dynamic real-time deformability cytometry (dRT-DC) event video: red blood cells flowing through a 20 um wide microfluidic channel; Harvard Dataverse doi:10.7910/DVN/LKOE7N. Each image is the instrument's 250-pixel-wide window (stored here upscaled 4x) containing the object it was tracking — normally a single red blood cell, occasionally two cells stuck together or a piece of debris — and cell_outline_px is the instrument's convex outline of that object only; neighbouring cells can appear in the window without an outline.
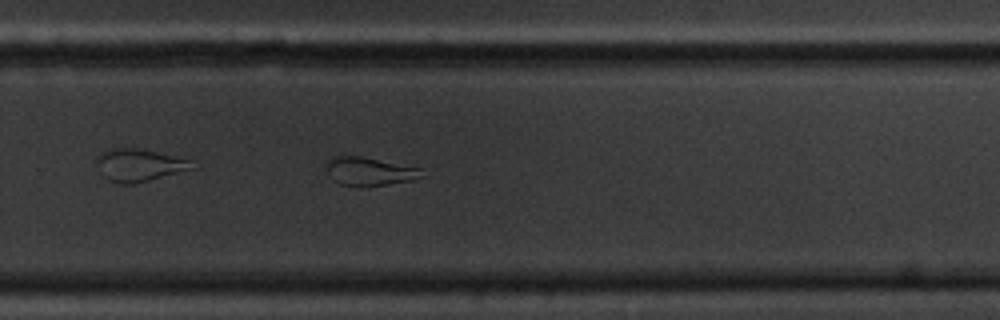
{"species": "common noctule bat (a hibernating species)", "species_latin": "Nyctalus noctula", "temperature_condition": "cold", "stored_images_in_passage": 40, "camera_frame_rate_fps": 3000, "um_per_image_px": 0.085, "animal": {"sex": "male", "body_mass_g": 20.1, "forearm_length_mm": 53.5}, "frame": {"image": 1, "passage_image": 31, "time_ms": 10.0, "image_size_px": [1000, 320], "cell_outline_px": [[424, 176], [412, 180], [388, 184], [340, 184], [332, 180], [324, 164], [332, 156], [360, 156], [420, 168]], "centroid_in_image_um": [31.37, 14.53], "position_along_channel_um": 298.4, "area_um2": 15.26}}
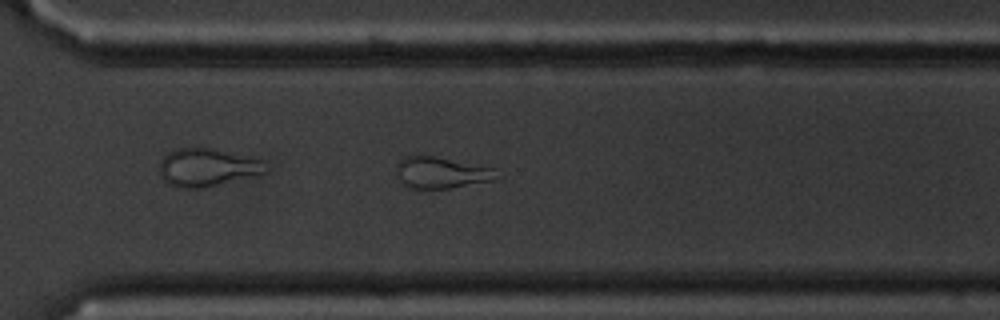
{"frame": {"image": 2, "passage_image": 34, "time_ms": 11.0, "image_size_px": [1000, 320], "cell_outline_px": [[504, 176], [492, 180], [448, 188], [412, 188], [404, 184], [400, 180], [396, 172], [396, 164], [404, 156], [416, 152], [492, 168]], "centroid_in_image_um": [37.46, 14.63], "position_along_channel_um": 333.1, "area_um2": 18.55}}
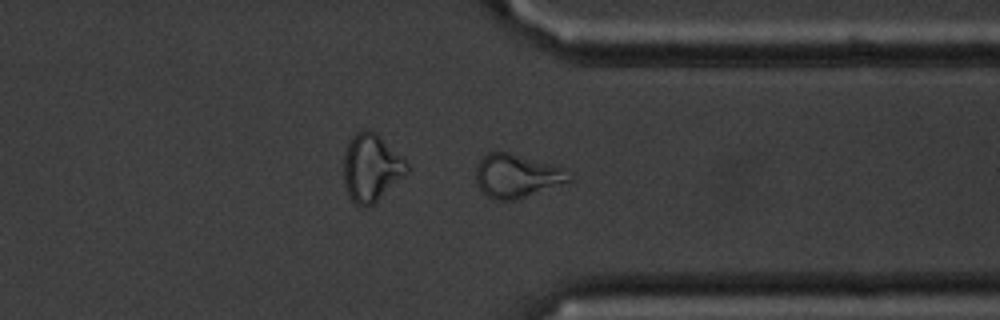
{"frame": {"image": 3, "passage_image": 37, "time_ms": 12.0, "image_size_px": [1000, 320], "cell_outline_px": [[572, 180], [516, 200], [496, 200], [480, 192], [476, 184], [476, 164], [488, 152], [508, 152], [564, 168], [572, 172]], "centroid_in_image_um": [43.9, 14.96], "position_along_channel_um": 367.5, "area_um2": 23.64}}